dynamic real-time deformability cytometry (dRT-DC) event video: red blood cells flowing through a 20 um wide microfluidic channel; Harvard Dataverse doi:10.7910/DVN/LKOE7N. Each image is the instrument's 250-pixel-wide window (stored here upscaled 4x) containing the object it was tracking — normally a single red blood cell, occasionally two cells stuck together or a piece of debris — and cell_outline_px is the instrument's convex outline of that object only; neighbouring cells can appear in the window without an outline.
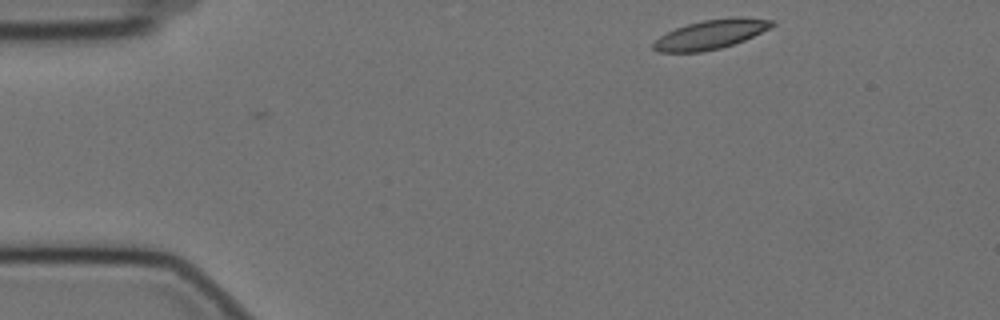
{"species": "Egyptian fruit bat (a non-hibernating species)", "species_latin": "Rousettus aegyptiacus", "temperature_condition": "cold", "stored_images_in_passage": 2, "camera_frame_rate_fps": 3000, "um_per_image_px": 0.085, "animal": {"sex": "female"}, "frame": {"image": 1, "passage_image": 2, "time_ms": 0.333, "image_size_px": [1000, 320], "cell_outline_px": [[776, 24], [744, 40], [720, 48], [700, 52], [660, 52], [652, 48], [652, 40], [676, 28], [688, 24], [704, 20], [736, 16], [740, 16], [776, 20]], "centroid_in_image_um": [60.4, 2.91], "position_along_channel_um": 24.6, "area_um2": 20.17}}